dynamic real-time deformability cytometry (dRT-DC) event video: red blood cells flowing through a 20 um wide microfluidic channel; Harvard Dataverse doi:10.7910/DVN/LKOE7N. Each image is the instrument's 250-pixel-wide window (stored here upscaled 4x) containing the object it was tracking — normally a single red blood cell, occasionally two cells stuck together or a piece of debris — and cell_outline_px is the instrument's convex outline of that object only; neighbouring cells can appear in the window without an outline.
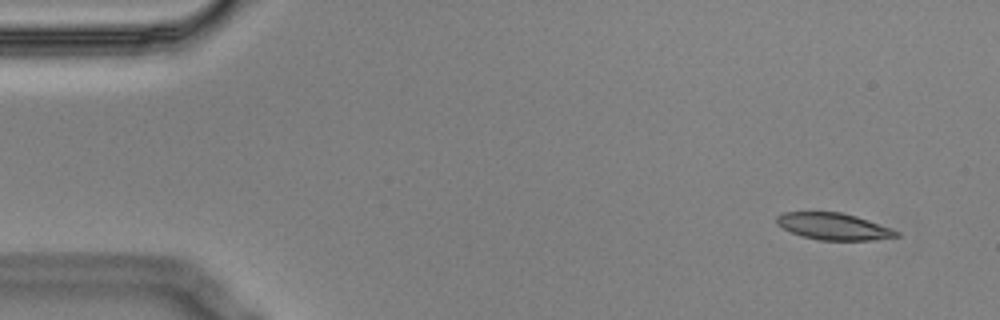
{"species": "Egyptian fruit bat (a non-hibernating species)", "species_latin": "Rousettus aegyptiacus", "temperature_condition": "cold", "stored_images_in_passage": 7, "camera_frame_rate_fps": 3000, "um_per_image_px": 0.085, "animal": {"sex": "male"}, "frame": {"image": 1, "passage_image": 1, "time_ms": 0.0, "image_size_px": [1000, 320], "cell_outline_px": [[900, 236], [868, 240], [820, 240], [800, 236], [776, 224], [776, 216], [784, 212], [840, 212], [856, 216], [892, 228], [900, 232]], "centroid_in_image_um": [70.85, 19.24], "position_along_channel_um": 14.2, "area_um2": 18.61}}
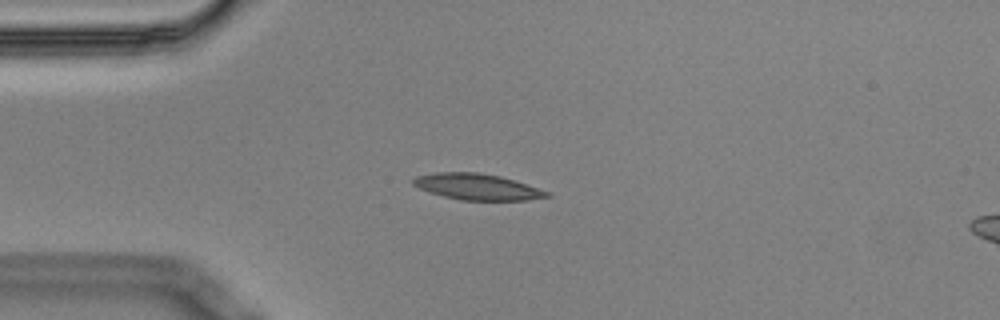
{"frame": {"image": 2, "passage_image": 4, "time_ms": 1.0, "image_size_px": [1000, 320], "cell_outline_px": [[552, 196], [528, 200], [460, 200], [444, 196], [420, 188], [412, 184], [412, 180], [416, 176], [436, 172], [476, 172], [500, 176], [552, 192]], "centroid_in_image_um": [40.6, 15.88], "position_along_channel_um": 44.4, "area_um2": 20.23}}
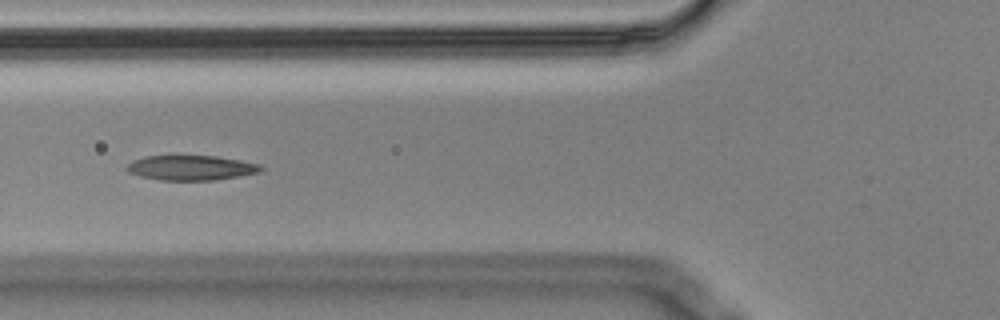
{"frame": {"image": 3, "passage_image": 6, "time_ms": 1.667, "image_size_px": [1000, 320], "cell_outline_px": [[264, 168], [260, 172], [240, 176], [216, 180], [160, 180], [140, 176], [128, 172], [124, 168], [132, 160], [144, 156], [216, 156], [240, 160], [260, 164]], "centroid_in_image_um": [16.23, 14.26], "position_along_channel_um": 109.6, "area_um2": 19.54}}